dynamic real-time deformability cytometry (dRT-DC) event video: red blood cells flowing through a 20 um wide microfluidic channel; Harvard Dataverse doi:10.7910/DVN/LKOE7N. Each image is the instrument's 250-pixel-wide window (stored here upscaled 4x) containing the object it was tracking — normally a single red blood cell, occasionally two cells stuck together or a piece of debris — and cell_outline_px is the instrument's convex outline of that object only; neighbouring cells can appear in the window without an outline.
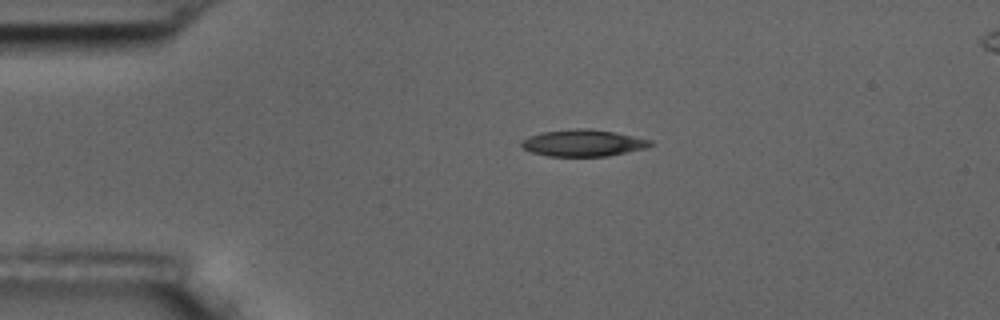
{"species": "common noctule bat (a hibernating species)", "species_latin": "Nyctalus noctula", "temperature_condition": "room temperature", "stored_images_in_passage": 3, "camera_frame_rate_fps": 3000, "um_per_image_px": 0.085, "animal": {"sex": "male", "body_mass_g": 17.5, "forearm_length_mm": 52.3}, "frame": {"image": 1, "passage_image": 2, "time_ms": 2.0, "image_size_px": [1000, 320], "cell_outline_px": [[652, 144], [648, 148], [608, 156], [548, 156], [532, 152], [524, 148], [520, 144], [520, 140], [528, 136], [540, 132], [576, 128], [588, 128], [616, 132], [652, 140]], "centroid_in_image_um": [49.57, 12.14], "position_along_channel_um": 35.4, "area_um2": 20.29}}